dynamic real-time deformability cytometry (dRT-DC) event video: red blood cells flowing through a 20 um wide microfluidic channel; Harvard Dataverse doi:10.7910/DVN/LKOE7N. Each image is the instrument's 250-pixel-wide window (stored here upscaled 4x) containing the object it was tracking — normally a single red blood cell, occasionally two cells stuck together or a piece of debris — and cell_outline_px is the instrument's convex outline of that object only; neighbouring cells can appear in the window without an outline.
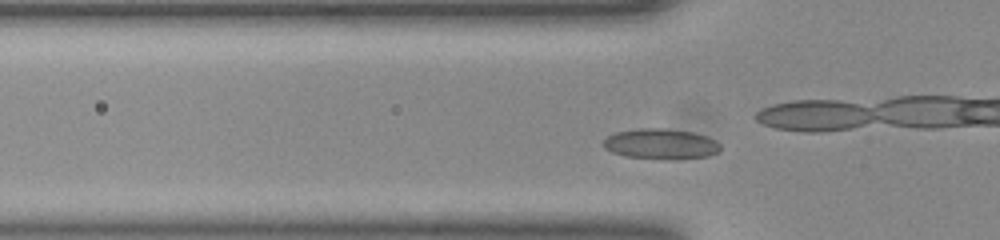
{"species": "common noctule bat (a hibernating species)", "species_latin": "Nyctalus noctula", "temperature_condition": "room temperature", "stored_images_in_passage": 40, "camera_frame_rate_fps": 3000, "um_per_image_px": 0.085, "animal": {"sex": "female", "body_mass_g": 23.0, "forearm_length_mm": 53.4}, "frame": {"image": 1, "passage_image": 12, "time_ms": 3.667, "image_size_px": [1000, 240], "cell_outline_px": [[720, 152], [708, 156], [624, 156], [612, 152], [604, 148], [604, 140], [608, 136], [616, 132], [640, 128], [664, 128], [696, 132], [708, 136], [716, 140], [720, 144]], "centroid_in_image_um": [56.19, 12.16], "position_along_channel_um": 69.6, "area_um2": 19.83}, "authors_computed_cell_mechanics": {"area_um2": 19.3919, "velocity_mm_per_s": 3.8744, "shape_relaxation_time_tau1_ms": 3.2519, "shape_relaxation_time_tau2_ms": null, "deformation_change_tau1": 0.0674, "deformation_change_tau2": null}}